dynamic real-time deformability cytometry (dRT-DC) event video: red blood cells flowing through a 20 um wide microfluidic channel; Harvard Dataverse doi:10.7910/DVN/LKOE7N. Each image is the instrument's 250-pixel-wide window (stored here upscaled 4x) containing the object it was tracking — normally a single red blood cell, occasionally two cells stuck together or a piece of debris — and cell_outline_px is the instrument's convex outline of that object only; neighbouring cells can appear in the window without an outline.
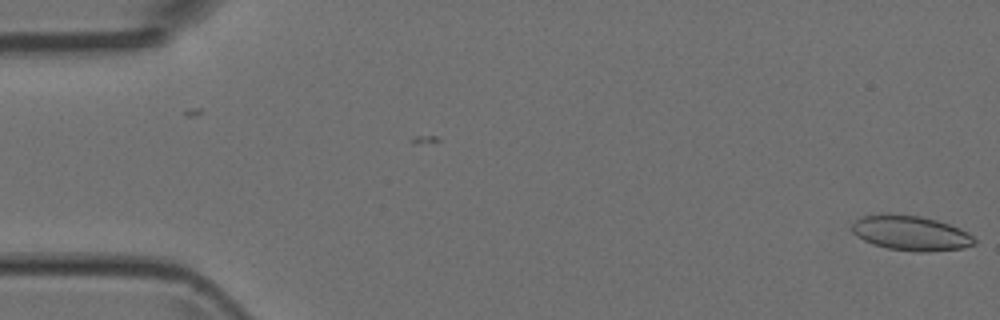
{"species": "Egyptian fruit bat (a non-hibernating species)", "species_latin": "Rousettus aegyptiacus", "temperature_condition": "room temperature", "stored_images_in_passage": 2, "camera_frame_rate_fps": 3000, "um_per_image_px": 0.085, "animal": {"sex": "female"}, "frame": {"image": 1, "passage_image": 2, "time_ms": 1.333, "image_size_px": [1000, 320], "cell_outline_px": [[976, 244], [964, 248], [928, 252], [916, 252], [888, 248], [872, 244], [864, 240], [852, 232], [852, 224], [856, 220], [864, 216], [880, 212], [888, 212], [920, 216], [936, 220], [960, 228], [968, 232], [976, 240]], "centroid_in_image_um": [77.42, 19.8], "position_along_channel_um": 7.6, "area_um2": 25.2}}